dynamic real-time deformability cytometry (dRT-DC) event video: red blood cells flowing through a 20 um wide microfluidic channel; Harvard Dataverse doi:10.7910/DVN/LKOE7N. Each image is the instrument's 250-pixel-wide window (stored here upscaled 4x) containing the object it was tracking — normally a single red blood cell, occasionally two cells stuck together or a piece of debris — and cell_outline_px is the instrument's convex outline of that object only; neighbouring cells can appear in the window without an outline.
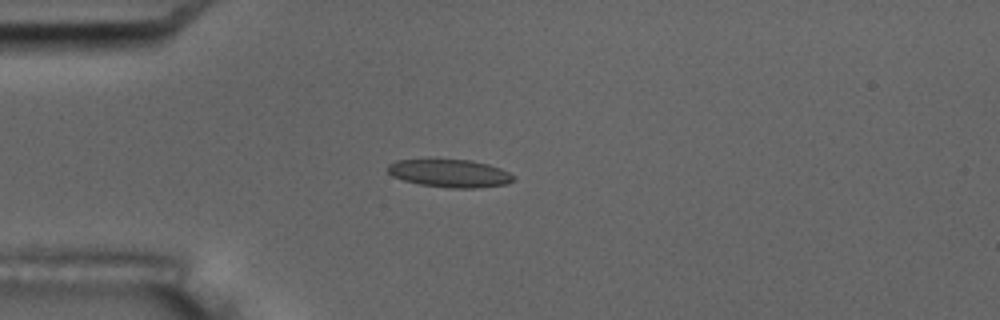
{"species": "common noctule bat (a hibernating species)", "species_latin": "Nyctalus noctula", "temperature_condition": "room temperature", "stored_images_in_passage": 16, "camera_frame_rate_fps": 3000, "um_per_image_px": 0.085, "animal": {"sex": "male", "body_mass_g": 17.5, "forearm_length_mm": 52.3}, "frame": {"image": 1, "passage_image": 5, "time_ms": 4.667, "image_size_px": [1000, 320], "cell_outline_px": [[516, 176], [508, 184], [480, 188], [452, 188], [420, 184], [404, 180], [392, 176], [388, 172], [388, 164], [396, 160], [428, 156], [472, 160], [488, 164], [500, 168]], "centroid_in_image_um": [38.18, 14.67], "position_along_channel_um": 46.8, "area_um2": 21.44}, "authors_computed_cell_mechanics": {"area_um2": 19.7676, "velocity_mm_per_s": 3.5437, "shape_relaxation_time_tau1_ms": 8.4743, "shape_relaxation_time_tau2_ms": 1.0618, "deformation_change_tau1": 0.1316, "deformation_change_tau2": 0.0585}}